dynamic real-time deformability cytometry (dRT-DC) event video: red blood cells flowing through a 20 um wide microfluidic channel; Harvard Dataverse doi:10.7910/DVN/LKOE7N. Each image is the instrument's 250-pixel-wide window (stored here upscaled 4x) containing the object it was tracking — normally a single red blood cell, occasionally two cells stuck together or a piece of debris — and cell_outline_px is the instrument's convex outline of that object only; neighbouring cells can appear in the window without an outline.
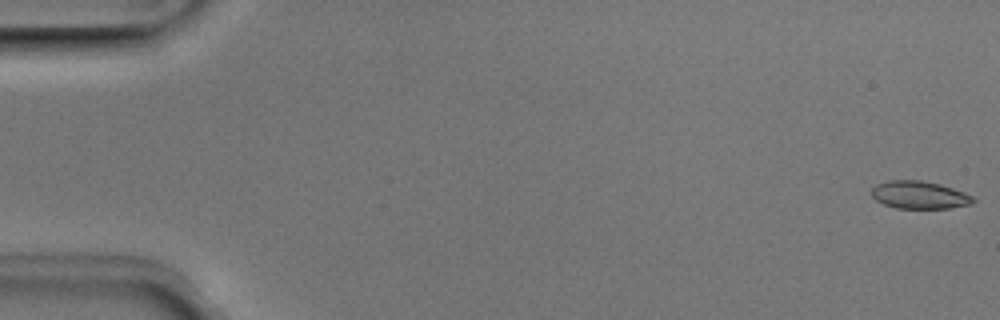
{"species": "Egyptian fruit bat (a non-hibernating species)", "species_latin": "Rousettus aegyptiacus", "temperature_condition": "room temperature", "stored_images_in_passage": 15, "camera_frame_rate_fps": 3000, "um_per_image_px": 0.085, "animal": {"sex": "male"}, "frame": {"image": 1, "passage_image": 1, "time_ms": 0.0, "image_size_px": [1000, 320], "cell_outline_px": [[976, 200], [972, 204], [948, 208], [896, 208], [884, 204], [876, 200], [872, 196], [872, 188], [876, 184], [888, 180], [920, 180], [940, 184], [964, 192], [972, 196]], "centroid_in_image_um": [78.14, 16.57], "position_along_channel_um": 6.9, "area_um2": 16.36}}